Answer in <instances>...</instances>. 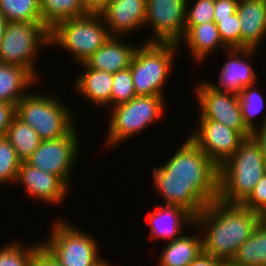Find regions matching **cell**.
Listing matches in <instances>:
<instances>
[{
    "mask_svg": "<svg viewBox=\"0 0 266 266\" xmlns=\"http://www.w3.org/2000/svg\"><path fill=\"white\" fill-rule=\"evenodd\" d=\"M76 127L66 136L42 140L26 162L46 173L58 176L71 189V176L79 156V137ZM70 183V184H69Z\"/></svg>",
    "mask_w": 266,
    "mask_h": 266,
    "instance_id": "cell-10",
    "label": "cell"
},
{
    "mask_svg": "<svg viewBox=\"0 0 266 266\" xmlns=\"http://www.w3.org/2000/svg\"><path fill=\"white\" fill-rule=\"evenodd\" d=\"M15 184H21L29 197L44 204H62L69 187L56 175L21 162ZM63 201V202H62Z\"/></svg>",
    "mask_w": 266,
    "mask_h": 266,
    "instance_id": "cell-15",
    "label": "cell"
},
{
    "mask_svg": "<svg viewBox=\"0 0 266 266\" xmlns=\"http://www.w3.org/2000/svg\"><path fill=\"white\" fill-rule=\"evenodd\" d=\"M170 158L153 168V183L165 205L178 206L196 218L219 196V168L186 137Z\"/></svg>",
    "mask_w": 266,
    "mask_h": 266,
    "instance_id": "cell-1",
    "label": "cell"
},
{
    "mask_svg": "<svg viewBox=\"0 0 266 266\" xmlns=\"http://www.w3.org/2000/svg\"><path fill=\"white\" fill-rule=\"evenodd\" d=\"M188 266H228V264L202 250Z\"/></svg>",
    "mask_w": 266,
    "mask_h": 266,
    "instance_id": "cell-37",
    "label": "cell"
},
{
    "mask_svg": "<svg viewBox=\"0 0 266 266\" xmlns=\"http://www.w3.org/2000/svg\"><path fill=\"white\" fill-rule=\"evenodd\" d=\"M16 113V105L0 101V139L5 138Z\"/></svg>",
    "mask_w": 266,
    "mask_h": 266,
    "instance_id": "cell-35",
    "label": "cell"
},
{
    "mask_svg": "<svg viewBox=\"0 0 266 266\" xmlns=\"http://www.w3.org/2000/svg\"><path fill=\"white\" fill-rule=\"evenodd\" d=\"M7 24H8V21L6 20L5 15L0 10V44H1V41H2L3 36L5 34Z\"/></svg>",
    "mask_w": 266,
    "mask_h": 266,
    "instance_id": "cell-41",
    "label": "cell"
},
{
    "mask_svg": "<svg viewBox=\"0 0 266 266\" xmlns=\"http://www.w3.org/2000/svg\"><path fill=\"white\" fill-rule=\"evenodd\" d=\"M53 223L42 247L62 266H92L101 257L96 237L62 217Z\"/></svg>",
    "mask_w": 266,
    "mask_h": 266,
    "instance_id": "cell-9",
    "label": "cell"
},
{
    "mask_svg": "<svg viewBox=\"0 0 266 266\" xmlns=\"http://www.w3.org/2000/svg\"><path fill=\"white\" fill-rule=\"evenodd\" d=\"M48 46L50 30L43 22H8L0 44V62L25 68L39 80L35 60L40 48Z\"/></svg>",
    "mask_w": 266,
    "mask_h": 266,
    "instance_id": "cell-8",
    "label": "cell"
},
{
    "mask_svg": "<svg viewBox=\"0 0 266 266\" xmlns=\"http://www.w3.org/2000/svg\"><path fill=\"white\" fill-rule=\"evenodd\" d=\"M6 138L22 162L26 161L42 142L37 132L16 116L10 123Z\"/></svg>",
    "mask_w": 266,
    "mask_h": 266,
    "instance_id": "cell-26",
    "label": "cell"
},
{
    "mask_svg": "<svg viewBox=\"0 0 266 266\" xmlns=\"http://www.w3.org/2000/svg\"><path fill=\"white\" fill-rule=\"evenodd\" d=\"M194 93L200 108L199 119L213 120L237 130L244 138L252 136L242 117L239 96L210 87L206 80L195 85Z\"/></svg>",
    "mask_w": 266,
    "mask_h": 266,
    "instance_id": "cell-11",
    "label": "cell"
},
{
    "mask_svg": "<svg viewBox=\"0 0 266 266\" xmlns=\"http://www.w3.org/2000/svg\"><path fill=\"white\" fill-rule=\"evenodd\" d=\"M58 98L40 92L27 93L16 104L15 116L31 126L42 140L66 136L76 127V121L68 104Z\"/></svg>",
    "mask_w": 266,
    "mask_h": 266,
    "instance_id": "cell-5",
    "label": "cell"
},
{
    "mask_svg": "<svg viewBox=\"0 0 266 266\" xmlns=\"http://www.w3.org/2000/svg\"><path fill=\"white\" fill-rule=\"evenodd\" d=\"M241 48L258 49L266 37V0H239Z\"/></svg>",
    "mask_w": 266,
    "mask_h": 266,
    "instance_id": "cell-18",
    "label": "cell"
},
{
    "mask_svg": "<svg viewBox=\"0 0 266 266\" xmlns=\"http://www.w3.org/2000/svg\"><path fill=\"white\" fill-rule=\"evenodd\" d=\"M22 242L12 240L0 247V266H32L37 251L42 242L23 247Z\"/></svg>",
    "mask_w": 266,
    "mask_h": 266,
    "instance_id": "cell-28",
    "label": "cell"
},
{
    "mask_svg": "<svg viewBox=\"0 0 266 266\" xmlns=\"http://www.w3.org/2000/svg\"><path fill=\"white\" fill-rule=\"evenodd\" d=\"M45 26L51 30L58 23L88 14L82 0H39Z\"/></svg>",
    "mask_w": 266,
    "mask_h": 266,
    "instance_id": "cell-25",
    "label": "cell"
},
{
    "mask_svg": "<svg viewBox=\"0 0 266 266\" xmlns=\"http://www.w3.org/2000/svg\"><path fill=\"white\" fill-rule=\"evenodd\" d=\"M101 14H86L64 20L50 30V46H60L69 52L77 64L85 61L109 38ZM72 54V55H71Z\"/></svg>",
    "mask_w": 266,
    "mask_h": 266,
    "instance_id": "cell-7",
    "label": "cell"
},
{
    "mask_svg": "<svg viewBox=\"0 0 266 266\" xmlns=\"http://www.w3.org/2000/svg\"><path fill=\"white\" fill-rule=\"evenodd\" d=\"M165 102L163 96L137 95L126 103L109 108L112 114L105 137L106 147H115L152 126L163 117Z\"/></svg>",
    "mask_w": 266,
    "mask_h": 266,
    "instance_id": "cell-6",
    "label": "cell"
},
{
    "mask_svg": "<svg viewBox=\"0 0 266 266\" xmlns=\"http://www.w3.org/2000/svg\"><path fill=\"white\" fill-rule=\"evenodd\" d=\"M239 0H214V18H225L236 13Z\"/></svg>",
    "mask_w": 266,
    "mask_h": 266,
    "instance_id": "cell-36",
    "label": "cell"
},
{
    "mask_svg": "<svg viewBox=\"0 0 266 266\" xmlns=\"http://www.w3.org/2000/svg\"><path fill=\"white\" fill-rule=\"evenodd\" d=\"M202 250L201 233H183L179 238L165 244L157 266H188Z\"/></svg>",
    "mask_w": 266,
    "mask_h": 266,
    "instance_id": "cell-23",
    "label": "cell"
},
{
    "mask_svg": "<svg viewBox=\"0 0 266 266\" xmlns=\"http://www.w3.org/2000/svg\"><path fill=\"white\" fill-rule=\"evenodd\" d=\"M8 22H43L39 0H0Z\"/></svg>",
    "mask_w": 266,
    "mask_h": 266,
    "instance_id": "cell-27",
    "label": "cell"
},
{
    "mask_svg": "<svg viewBox=\"0 0 266 266\" xmlns=\"http://www.w3.org/2000/svg\"><path fill=\"white\" fill-rule=\"evenodd\" d=\"M185 12L186 0H146L144 26L152 32L146 42L178 44L185 34Z\"/></svg>",
    "mask_w": 266,
    "mask_h": 266,
    "instance_id": "cell-12",
    "label": "cell"
},
{
    "mask_svg": "<svg viewBox=\"0 0 266 266\" xmlns=\"http://www.w3.org/2000/svg\"><path fill=\"white\" fill-rule=\"evenodd\" d=\"M189 138L220 168L238 149L244 137L222 123L200 119Z\"/></svg>",
    "mask_w": 266,
    "mask_h": 266,
    "instance_id": "cell-13",
    "label": "cell"
},
{
    "mask_svg": "<svg viewBox=\"0 0 266 266\" xmlns=\"http://www.w3.org/2000/svg\"><path fill=\"white\" fill-rule=\"evenodd\" d=\"M37 82L27 69L0 62V101L16 105Z\"/></svg>",
    "mask_w": 266,
    "mask_h": 266,
    "instance_id": "cell-22",
    "label": "cell"
},
{
    "mask_svg": "<svg viewBox=\"0 0 266 266\" xmlns=\"http://www.w3.org/2000/svg\"><path fill=\"white\" fill-rule=\"evenodd\" d=\"M256 84L244 88L239 94V102L242 117L246 127L253 132L257 128L255 116L257 117L265 109L264 96L255 87Z\"/></svg>",
    "mask_w": 266,
    "mask_h": 266,
    "instance_id": "cell-29",
    "label": "cell"
},
{
    "mask_svg": "<svg viewBox=\"0 0 266 266\" xmlns=\"http://www.w3.org/2000/svg\"><path fill=\"white\" fill-rule=\"evenodd\" d=\"M183 43L186 45H183ZM181 45L187 46L188 53H191L190 55L196 63L206 61V58L210 54L213 55L217 48L223 47L228 50L220 39L218 28L214 21L192 26L178 42V46L180 47Z\"/></svg>",
    "mask_w": 266,
    "mask_h": 266,
    "instance_id": "cell-21",
    "label": "cell"
},
{
    "mask_svg": "<svg viewBox=\"0 0 266 266\" xmlns=\"http://www.w3.org/2000/svg\"><path fill=\"white\" fill-rule=\"evenodd\" d=\"M256 51L257 49L252 48L226 50L229 59L219 71L218 84L213 83V81L210 82L208 79H206V83L215 90L235 95H238L244 88L257 84L258 76L251 62V58L257 53Z\"/></svg>",
    "mask_w": 266,
    "mask_h": 266,
    "instance_id": "cell-14",
    "label": "cell"
},
{
    "mask_svg": "<svg viewBox=\"0 0 266 266\" xmlns=\"http://www.w3.org/2000/svg\"><path fill=\"white\" fill-rule=\"evenodd\" d=\"M32 266H62L43 247H41L34 258Z\"/></svg>",
    "mask_w": 266,
    "mask_h": 266,
    "instance_id": "cell-39",
    "label": "cell"
},
{
    "mask_svg": "<svg viewBox=\"0 0 266 266\" xmlns=\"http://www.w3.org/2000/svg\"><path fill=\"white\" fill-rule=\"evenodd\" d=\"M214 22L221 41L228 49L241 48V28L237 12L225 18H214Z\"/></svg>",
    "mask_w": 266,
    "mask_h": 266,
    "instance_id": "cell-33",
    "label": "cell"
},
{
    "mask_svg": "<svg viewBox=\"0 0 266 266\" xmlns=\"http://www.w3.org/2000/svg\"><path fill=\"white\" fill-rule=\"evenodd\" d=\"M228 266H266V218L237 249Z\"/></svg>",
    "mask_w": 266,
    "mask_h": 266,
    "instance_id": "cell-24",
    "label": "cell"
},
{
    "mask_svg": "<svg viewBox=\"0 0 266 266\" xmlns=\"http://www.w3.org/2000/svg\"><path fill=\"white\" fill-rule=\"evenodd\" d=\"M84 9L90 14H101L107 7L110 0H82Z\"/></svg>",
    "mask_w": 266,
    "mask_h": 266,
    "instance_id": "cell-40",
    "label": "cell"
},
{
    "mask_svg": "<svg viewBox=\"0 0 266 266\" xmlns=\"http://www.w3.org/2000/svg\"><path fill=\"white\" fill-rule=\"evenodd\" d=\"M111 37H125L144 27L146 0H110L101 13Z\"/></svg>",
    "mask_w": 266,
    "mask_h": 266,
    "instance_id": "cell-16",
    "label": "cell"
},
{
    "mask_svg": "<svg viewBox=\"0 0 266 266\" xmlns=\"http://www.w3.org/2000/svg\"><path fill=\"white\" fill-rule=\"evenodd\" d=\"M147 218L151 229L147 238L164 242L179 238L184 233L182 230L186 223L188 226L195 223V218L188 211L172 205H159L148 212Z\"/></svg>",
    "mask_w": 266,
    "mask_h": 266,
    "instance_id": "cell-17",
    "label": "cell"
},
{
    "mask_svg": "<svg viewBox=\"0 0 266 266\" xmlns=\"http://www.w3.org/2000/svg\"><path fill=\"white\" fill-rule=\"evenodd\" d=\"M172 42H145L137 46L130 63L136 95L163 96L166 81L172 74L177 50Z\"/></svg>",
    "mask_w": 266,
    "mask_h": 266,
    "instance_id": "cell-4",
    "label": "cell"
},
{
    "mask_svg": "<svg viewBox=\"0 0 266 266\" xmlns=\"http://www.w3.org/2000/svg\"><path fill=\"white\" fill-rule=\"evenodd\" d=\"M121 37H110L86 61L89 68L108 73H116L129 68L131 59L138 45L124 42Z\"/></svg>",
    "mask_w": 266,
    "mask_h": 266,
    "instance_id": "cell-19",
    "label": "cell"
},
{
    "mask_svg": "<svg viewBox=\"0 0 266 266\" xmlns=\"http://www.w3.org/2000/svg\"><path fill=\"white\" fill-rule=\"evenodd\" d=\"M241 204L266 218V173Z\"/></svg>",
    "mask_w": 266,
    "mask_h": 266,
    "instance_id": "cell-34",
    "label": "cell"
},
{
    "mask_svg": "<svg viewBox=\"0 0 266 266\" xmlns=\"http://www.w3.org/2000/svg\"><path fill=\"white\" fill-rule=\"evenodd\" d=\"M83 72L74 79L76 93L82 94L92 105L107 107L111 101V91L113 85V74L89 68L85 63L79 64Z\"/></svg>",
    "mask_w": 266,
    "mask_h": 266,
    "instance_id": "cell-20",
    "label": "cell"
},
{
    "mask_svg": "<svg viewBox=\"0 0 266 266\" xmlns=\"http://www.w3.org/2000/svg\"><path fill=\"white\" fill-rule=\"evenodd\" d=\"M21 162L10 141L0 139V186L16 182Z\"/></svg>",
    "mask_w": 266,
    "mask_h": 266,
    "instance_id": "cell-30",
    "label": "cell"
},
{
    "mask_svg": "<svg viewBox=\"0 0 266 266\" xmlns=\"http://www.w3.org/2000/svg\"><path fill=\"white\" fill-rule=\"evenodd\" d=\"M136 95L130 68L120 70L113 74V85L109 107L113 108L133 99Z\"/></svg>",
    "mask_w": 266,
    "mask_h": 266,
    "instance_id": "cell-31",
    "label": "cell"
},
{
    "mask_svg": "<svg viewBox=\"0 0 266 266\" xmlns=\"http://www.w3.org/2000/svg\"><path fill=\"white\" fill-rule=\"evenodd\" d=\"M263 117V120L259 121L260 125L252 132V136L259 143L266 163V114Z\"/></svg>",
    "mask_w": 266,
    "mask_h": 266,
    "instance_id": "cell-38",
    "label": "cell"
},
{
    "mask_svg": "<svg viewBox=\"0 0 266 266\" xmlns=\"http://www.w3.org/2000/svg\"><path fill=\"white\" fill-rule=\"evenodd\" d=\"M266 173L259 143L249 136L219 168V196L224 203H242Z\"/></svg>",
    "mask_w": 266,
    "mask_h": 266,
    "instance_id": "cell-3",
    "label": "cell"
},
{
    "mask_svg": "<svg viewBox=\"0 0 266 266\" xmlns=\"http://www.w3.org/2000/svg\"><path fill=\"white\" fill-rule=\"evenodd\" d=\"M263 219L241 203L217 199L206 206L192 226L204 230L201 231L203 251L228 264Z\"/></svg>",
    "mask_w": 266,
    "mask_h": 266,
    "instance_id": "cell-2",
    "label": "cell"
},
{
    "mask_svg": "<svg viewBox=\"0 0 266 266\" xmlns=\"http://www.w3.org/2000/svg\"><path fill=\"white\" fill-rule=\"evenodd\" d=\"M186 0L185 33L194 25L214 21V0Z\"/></svg>",
    "mask_w": 266,
    "mask_h": 266,
    "instance_id": "cell-32",
    "label": "cell"
},
{
    "mask_svg": "<svg viewBox=\"0 0 266 266\" xmlns=\"http://www.w3.org/2000/svg\"><path fill=\"white\" fill-rule=\"evenodd\" d=\"M111 262L107 261V259L103 258L102 256L96 260L92 266H113L110 264Z\"/></svg>",
    "mask_w": 266,
    "mask_h": 266,
    "instance_id": "cell-42",
    "label": "cell"
}]
</instances>
